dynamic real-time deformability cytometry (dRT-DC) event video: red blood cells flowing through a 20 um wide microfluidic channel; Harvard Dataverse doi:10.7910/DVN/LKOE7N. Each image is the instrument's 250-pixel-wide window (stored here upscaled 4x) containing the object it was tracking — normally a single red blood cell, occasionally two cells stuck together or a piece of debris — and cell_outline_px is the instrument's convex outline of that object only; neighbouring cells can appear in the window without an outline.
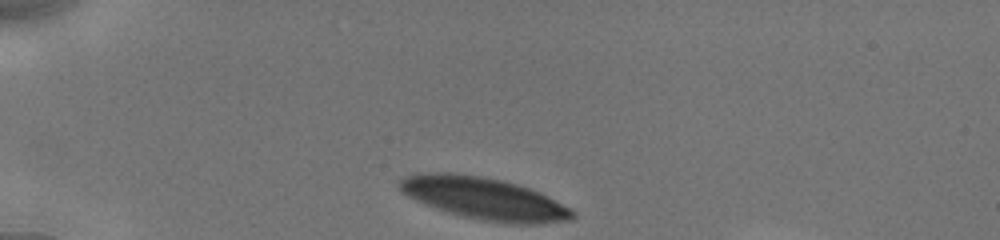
{"species": "human", "species_latin": "Homo sapiens", "temperature_condition": "cold", "stored_images_in_passage": 15, "camera_frame_rate_fps": 3000, "um_per_image_px": 0.085, "donor": {"sex": "male"}, "frame": {"image": 1, "passage_image": 1, "time_ms": 0.0, "image_size_px": [1000, 240], "cell_outline_px": [[576, 216], [572, 220], [540, 224], [504, 224], [464, 216], [448, 212], [416, 200], [408, 196], [400, 188], [400, 180], [404, 176], [420, 172], [448, 172], [480, 176], [500, 180], [516, 184], [528, 188], [572, 208], [576, 212]], "centroid_in_image_um": [41.19, 16.88], "position_along_channel_um": 43.8, "area_um2": 42.19}}
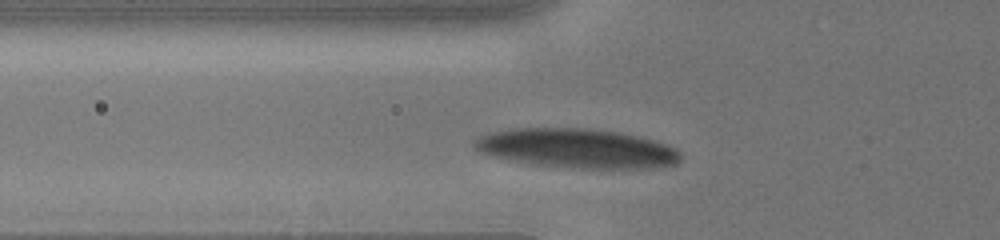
{"frame": {"image": 2, "passage_image": 11, "time_ms": 2.0, "image_size_px": [1000, 240], "cell_outline_px": [[680, 160], [676, 164], [656, 168], [580, 168], [540, 164], [492, 156], [476, 152], [472, 144], [472, 140], [476, 136], [484, 132], [512, 128], [588, 128], [616, 132], [640, 136], [676, 148], [680, 152]], "centroid_in_image_um": [48.98, 12.59], "position_along_channel_um": 76.8, "area_um2": 47.34}}